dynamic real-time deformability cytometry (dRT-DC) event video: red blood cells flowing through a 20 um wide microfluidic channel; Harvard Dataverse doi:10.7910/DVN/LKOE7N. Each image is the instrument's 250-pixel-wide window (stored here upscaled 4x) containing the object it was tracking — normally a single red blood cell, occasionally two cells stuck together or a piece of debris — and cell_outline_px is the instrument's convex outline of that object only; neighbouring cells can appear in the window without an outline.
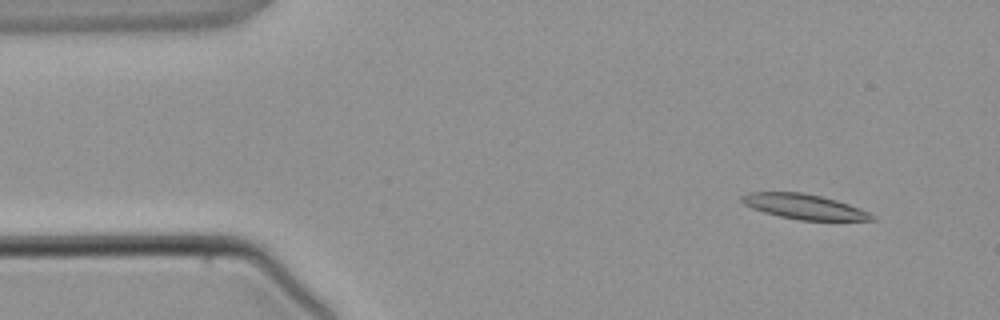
{"species": "common noctule bat (a hibernating species)", "species_latin": "Nyctalus noctula", "temperature_condition": "warm", "stored_images_in_passage": 3, "camera_frame_rate_fps": 3000, "um_per_image_px": 0.085, "animal": {"sex": "male", "body_mass_g": 21.5, "forearm_length_mm": 52.0}, "frame": {"image": 1, "passage_image": 1, "time_ms": 0.0, "image_size_px": [1000, 320], "cell_outline_px": [[876, 220], [800, 220], [780, 216], [764, 212], [752, 208], [744, 204], [740, 200], [740, 196], [748, 192], [800, 192], [820, 196], [836, 200], [848, 204], [868, 212], [876, 216]], "centroid_in_image_um": [68.32, 17.56], "position_along_channel_um": 16.7, "area_um2": 18.79}}